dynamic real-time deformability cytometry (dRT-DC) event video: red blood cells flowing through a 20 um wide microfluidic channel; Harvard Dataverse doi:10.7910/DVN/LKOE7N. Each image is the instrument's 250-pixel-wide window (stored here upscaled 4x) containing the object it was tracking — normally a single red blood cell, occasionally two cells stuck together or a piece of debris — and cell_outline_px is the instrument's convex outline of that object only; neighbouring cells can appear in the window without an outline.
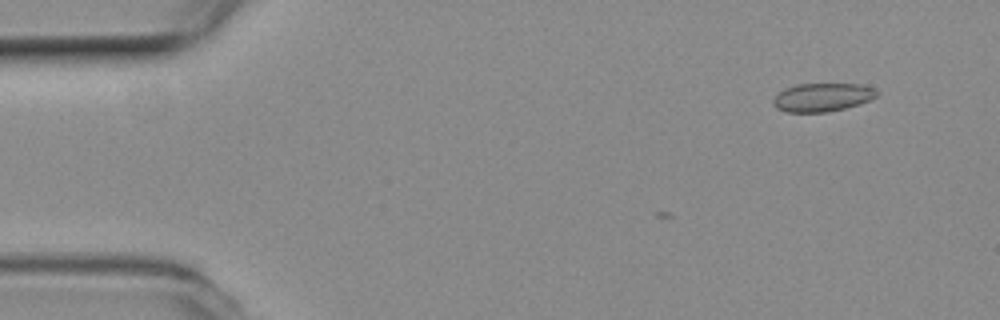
{"species": "common noctule bat (a hibernating species)", "species_latin": "Nyctalus noctula", "temperature_condition": "room temperature", "stored_images_in_passage": 11, "camera_frame_rate_fps": 3000, "um_per_image_px": 0.085, "animal": {"sex": "female", "body_mass_g": 19.3, "forearm_length_mm": 54.1}, "frame": {"image": 1, "passage_image": 5, "time_ms": 1.333, "image_size_px": [1000, 320], "cell_outline_px": [[876, 96], [868, 100], [844, 108], [824, 112], [788, 112], [776, 108], [772, 104], [772, 100], [784, 88], [796, 84], [860, 84], [872, 88], [876, 92]], "centroid_in_image_um": [69.82, 8.26], "position_along_channel_um": 15.2, "area_um2": 16.82}}